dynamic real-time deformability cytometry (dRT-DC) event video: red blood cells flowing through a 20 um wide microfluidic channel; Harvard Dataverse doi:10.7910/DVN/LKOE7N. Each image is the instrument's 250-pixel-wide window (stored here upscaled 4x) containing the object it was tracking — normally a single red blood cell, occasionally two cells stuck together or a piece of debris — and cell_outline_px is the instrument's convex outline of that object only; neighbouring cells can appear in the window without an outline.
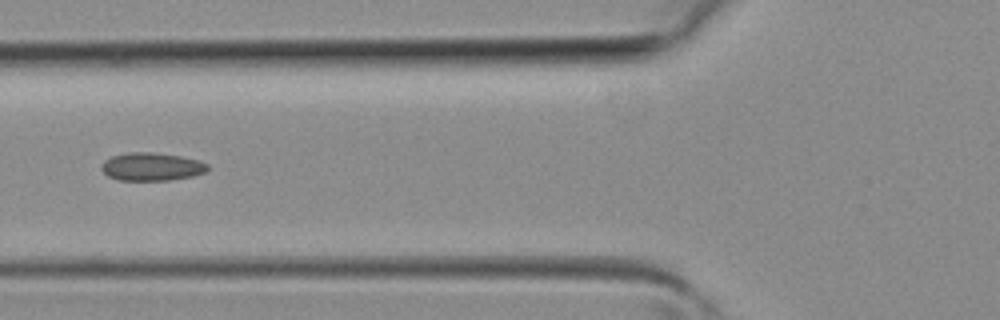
{"species": "common noctule bat (a hibernating species)", "species_latin": "Nyctalus noctula", "temperature_condition": "room temperature", "stored_images_in_passage": 4, "camera_frame_rate_fps": 3000, "um_per_image_px": 0.085, "animal": {"sex": "female", "body_mass_g": 19.3, "forearm_length_mm": 54.1}, "frame": {"image": 1, "passage_image": 4, "time_ms": 1.0, "image_size_px": [1000, 320], "cell_outline_px": [[208, 172], [192, 176], [172, 180], [120, 180], [108, 176], [100, 168], [100, 164], [104, 160], [112, 156], [128, 152], [152, 152], [180, 156], [200, 160], [208, 164]], "centroid_in_image_um": [12.9, 14.16], "position_along_channel_um": 112.9, "area_um2": 17.51}}